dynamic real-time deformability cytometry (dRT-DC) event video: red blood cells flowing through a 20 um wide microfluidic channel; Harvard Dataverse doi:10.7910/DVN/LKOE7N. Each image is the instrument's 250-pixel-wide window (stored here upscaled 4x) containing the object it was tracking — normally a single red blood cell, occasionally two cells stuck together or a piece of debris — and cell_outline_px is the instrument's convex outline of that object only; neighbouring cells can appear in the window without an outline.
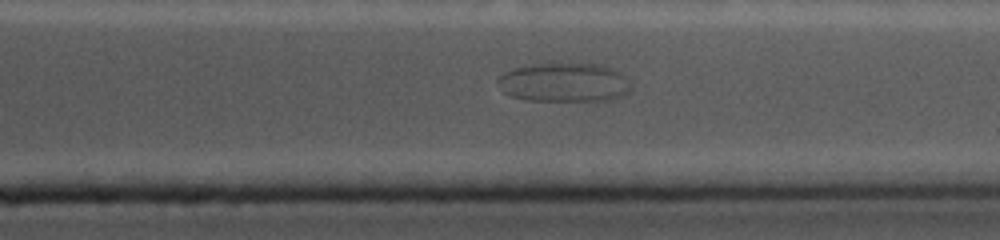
{"species": "common noctule bat (a hibernating species)", "species_latin": "Nyctalus noctula", "temperature_condition": "cold", "stored_images_in_passage": 18, "camera_frame_rate_fps": 5000, "um_per_image_px": 0.085, "animal": {"sex": "female", "body_mass_g": 19.0, "forearm_length_mm": 56.7}, "frame": {"image": 1, "passage_image": 13, "time_ms": 8.6, "image_size_px": [1000, 240], "cell_outline_px": [[628, 92], [604, 100], [528, 100], [508, 96], [504, 92], [496, 80], [504, 72], [516, 68], [532, 64], [596, 64], [612, 68], [628, 76]], "centroid_in_image_um": [47.91, 7.0], "position_along_channel_um": 363.5, "area_um2": 29.77}}